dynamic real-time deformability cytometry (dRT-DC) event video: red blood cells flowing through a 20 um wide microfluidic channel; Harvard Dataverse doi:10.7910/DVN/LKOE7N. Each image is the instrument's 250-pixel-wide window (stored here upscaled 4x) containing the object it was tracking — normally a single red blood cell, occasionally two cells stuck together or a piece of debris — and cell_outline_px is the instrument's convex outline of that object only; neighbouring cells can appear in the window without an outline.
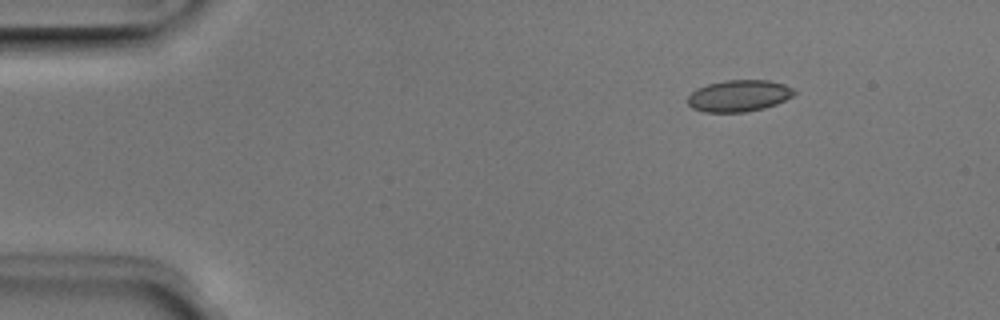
{"species": "Egyptian fruit bat (a non-hibernating species)", "species_latin": "Rousettus aegyptiacus", "temperature_condition": "room temperature", "stored_images_in_passage": 6, "segment_of_instrument_passage": [2, 2], "camera_frame_rate_fps": 3000, "um_per_image_px": 0.085, "animal": {"sex": "male"}, "frame": {"image": 1, "passage_image": 6, "time_ms": 1.667, "image_size_px": [1000, 320], "cell_outline_px": [[796, 92], [792, 96], [776, 104], [764, 108], [744, 112], [704, 112], [692, 108], [688, 104], [688, 96], [696, 88], [708, 84], [724, 80], [768, 80], [784, 84], [792, 88]], "centroid_in_image_um": [62.78, 8.14], "position_along_channel_um": 22.2, "area_um2": 19.59}}